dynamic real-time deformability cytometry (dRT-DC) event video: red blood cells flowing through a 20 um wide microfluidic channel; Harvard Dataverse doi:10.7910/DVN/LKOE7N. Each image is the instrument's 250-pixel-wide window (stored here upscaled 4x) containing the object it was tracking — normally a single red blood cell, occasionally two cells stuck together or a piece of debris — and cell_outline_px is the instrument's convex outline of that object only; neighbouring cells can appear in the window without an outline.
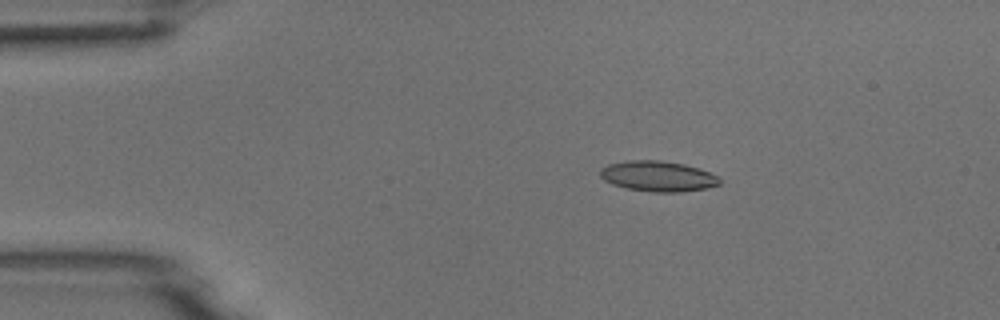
{"species": "common noctule bat (a hibernating species)", "species_latin": "Nyctalus noctula", "temperature_condition": "room temperature", "stored_images_in_passage": 7, "camera_frame_rate_fps": 3000, "um_per_image_px": 0.085, "animal": {"sex": "male", "body_mass_g": 18.8}, "frame": {"image": 1, "passage_image": 3, "time_ms": 2.333, "image_size_px": [1000, 320], "cell_outline_px": [[720, 184], [708, 188], [680, 192], [652, 192], [628, 188], [612, 184], [604, 180], [600, 176], [600, 168], [608, 164], [628, 160], [660, 160], [684, 164], [700, 168], [716, 176], [720, 180]], "centroid_in_image_um": [55.91, 14.97], "position_along_channel_um": 29.1, "area_um2": 21.21}}
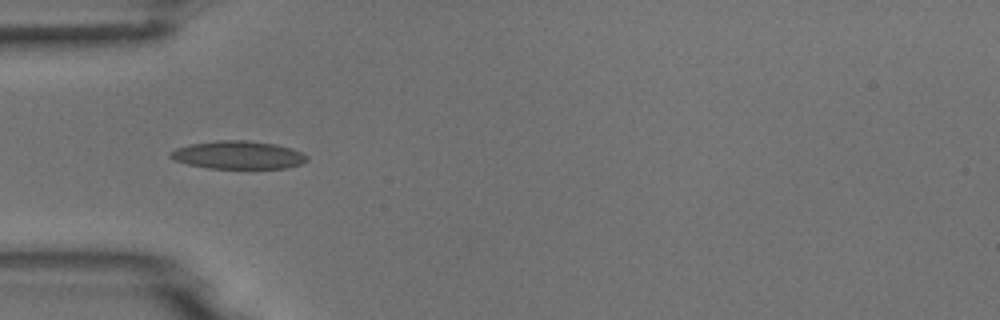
{"frame": {"image": 2, "passage_image": 5, "time_ms": 4.667, "image_size_px": [1000, 320], "cell_outline_px": [[308, 160], [300, 164], [284, 168], [208, 168], [188, 164], [176, 160], [168, 156], [168, 152], [176, 148], [188, 144], [220, 140], [244, 140], [276, 144], [292, 148], [308, 156]], "centroid_in_image_um": [20.22, 13.17], "position_along_channel_um": 64.8, "area_um2": 22.25}}